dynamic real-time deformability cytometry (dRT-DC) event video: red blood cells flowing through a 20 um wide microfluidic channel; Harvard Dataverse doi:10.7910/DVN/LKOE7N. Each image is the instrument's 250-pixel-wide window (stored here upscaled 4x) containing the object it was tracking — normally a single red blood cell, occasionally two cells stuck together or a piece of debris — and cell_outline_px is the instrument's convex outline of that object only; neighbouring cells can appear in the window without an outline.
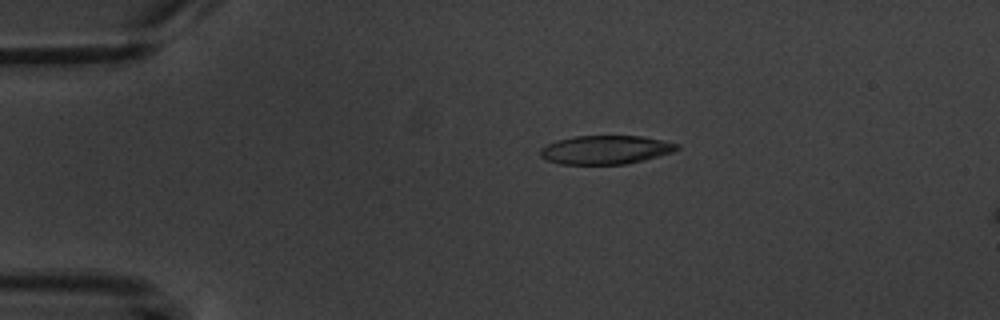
{"species": "common noctule bat (a hibernating species)", "species_latin": "Nyctalus noctula", "temperature_condition": "warm", "stored_images_in_passage": 4, "camera_frame_rate_fps": 3000, "um_per_image_px": 0.085, "animal": {"sex": "male", "body_mass_g": 20.1, "forearm_length_mm": 53.5}, "frame": {"image": 1, "passage_image": 2, "time_ms": 1.0, "image_size_px": [1000, 320], "cell_outline_px": [[680, 148], [672, 152], [644, 160], [628, 164], [560, 164], [544, 160], [540, 156], [540, 148], [556, 140], [576, 136], [640, 136], [680, 144]], "centroid_in_image_um": [51.45, 12.74], "position_along_channel_um": 33.6, "area_um2": 22.89}}